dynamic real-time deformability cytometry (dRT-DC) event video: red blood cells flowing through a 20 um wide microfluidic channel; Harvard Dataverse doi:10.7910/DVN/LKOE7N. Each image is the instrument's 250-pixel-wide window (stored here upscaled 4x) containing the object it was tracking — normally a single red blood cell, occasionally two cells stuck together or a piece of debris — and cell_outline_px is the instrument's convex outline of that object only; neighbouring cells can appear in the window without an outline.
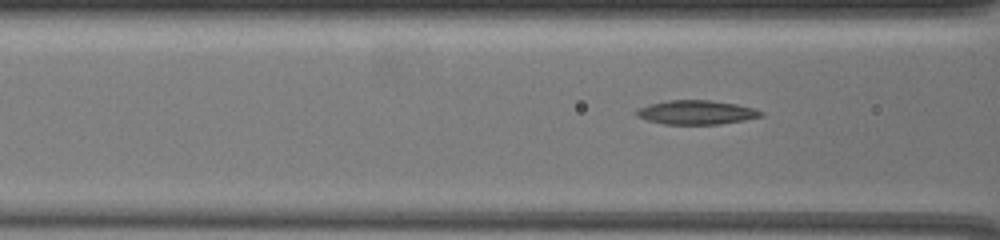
{"species": "common noctule bat (a hibernating species)", "species_latin": "Nyctalus noctula", "temperature_condition": "warm", "stored_images_in_passage": 38, "camera_frame_rate_fps": 3000, "um_per_image_px": 0.085, "animal": {"sex": "female", "body_mass_g": 19.5, "forearm_length_mm": 54.1}, "frame": {"image": 1, "passage_image": 9, "time_ms": 2.667, "image_size_px": [1000, 240], "cell_outline_px": [[764, 116], [744, 120], [720, 124], [664, 124], [648, 120], [636, 116], [632, 112], [648, 104], [668, 100], [708, 100], [736, 104], [752, 108], [764, 112]], "centroid_in_image_um": [59.17, 9.55], "position_along_channel_um": 107.4, "area_um2": 17.46}}
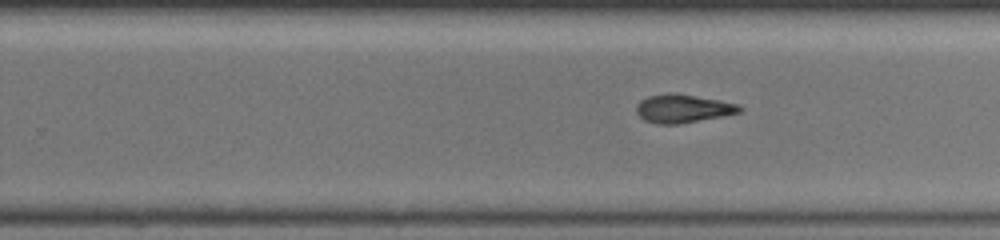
{"frame": {"image": 2, "passage_image": 24, "time_ms": 7.667, "image_size_px": [1000, 240], "cell_outline_px": [[744, 108], [740, 112], [724, 116], [680, 124], [656, 124], [644, 120], [636, 112], [636, 108], [640, 100], [648, 96], [692, 96], [716, 100], [736, 104]], "centroid_in_image_um": [58.05, 9.29], "position_along_channel_um": 271.7, "area_um2": 16.24}}
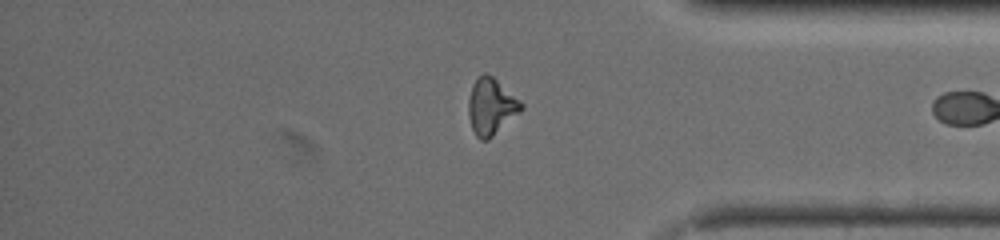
{"frame": {"image": 3, "passage_image": 36, "time_ms": 11.667, "image_size_px": [1000, 240], "cell_outline_px": [[524, 108], [520, 112], [488, 140], [480, 140], [476, 136], [472, 128], [468, 116], [468, 100], [472, 84], [484, 72], [492, 76], [520, 100], [524, 104]], "centroid_in_image_um": [41.74, 9.06], "position_along_channel_um": 393.5, "area_um2": 17.28}}